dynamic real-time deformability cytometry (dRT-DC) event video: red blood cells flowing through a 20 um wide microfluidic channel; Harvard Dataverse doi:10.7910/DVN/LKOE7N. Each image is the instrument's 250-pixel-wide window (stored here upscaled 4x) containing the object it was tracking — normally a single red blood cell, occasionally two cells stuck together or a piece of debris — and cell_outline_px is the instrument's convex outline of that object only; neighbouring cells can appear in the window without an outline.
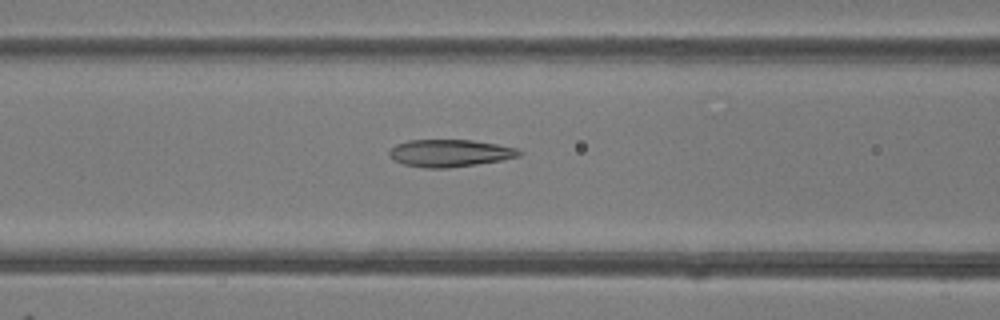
{"species": "common noctule bat (a hibernating species)", "species_latin": "Nyctalus noctula", "temperature_condition": "room temperature", "stored_images_in_passage": 13, "camera_frame_rate_fps": 3000, "um_per_image_px": 0.085, "animal": {"sex": "female"}, "frame": {"image": 1, "passage_image": 9, "time_ms": 2.667, "image_size_px": [1000, 320], "cell_outline_px": [[524, 152], [520, 156], [500, 160], [476, 164], [448, 168], [428, 168], [404, 164], [396, 160], [388, 152], [396, 144], [408, 140], [472, 140], [496, 144], [516, 148]], "centroid_in_image_um": [38.27, 13.01], "position_along_channel_um": 128.3, "area_um2": 20.4}}